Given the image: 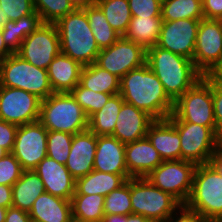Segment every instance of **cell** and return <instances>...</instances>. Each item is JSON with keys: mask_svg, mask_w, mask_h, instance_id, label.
Instances as JSON below:
<instances>
[{"mask_svg": "<svg viewBox=\"0 0 222 222\" xmlns=\"http://www.w3.org/2000/svg\"><path fill=\"white\" fill-rule=\"evenodd\" d=\"M119 93L126 103L148 113L154 120L167 119L172 114L174 102L146 63L120 79Z\"/></svg>", "mask_w": 222, "mask_h": 222, "instance_id": "obj_1", "label": "cell"}, {"mask_svg": "<svg viewBox=\"0 0 222 222\" xmlns=\"http://www.w3.org/2000/svg\"><path fill=\"white\" fill-rule=\"evenodd\" d=\"M146 64L163 84L166 94L173 102L203 77L193 60L157 45L146 50Z\"/></svg>", "mask_w": 222, "mask_h": 222, "instance_id": "obj_2", "label": "cell"}, {"mask_svg": "<svg viewBox=\"0 0 222 222\" xmlns=\"http://www.w3.org/2000/svg\"><path fill=\"white\" fill-rule=\"evenodd\" d=\"M55 25L62 54L69 56L82 66L95 63L100 48L93 36L85 8H75L59 19Z\"/></svg>", "mask_w": 222, "mask_h": 222, "instance_id": "obj_3", "label": "cell"}, {"mask_svg": "<svg viewBox=\"0 0 222 222\" xmlns=\"http://www.w3.org/2000/svg\"><path fill=\"white\" fill-rule=\"evenodd\" d=\"M185 205L207 222H222V176L211 163L196 166Z\"/></svg>", "mask_w": 222, "mask_h": 222, "instance_id": "obj_4", "label": "cell"}, {"mask_svg": "<svg viewBox=\"0 0 222 222\" xmlns=\"http://www.w3.org/2000/svg\"><path fill=\"white\" fill-rule=\"evenodd\" d=\"M38 121L47 130L73 135L88 129V117L70 92H54L42 100Z\"/></svg>", "mask_w": 222, "mask_h": 222, "instance_id": "obj_5", "label": "cell"}, {"mask_svg": "<svg viewBox=\"0 0 222 222\" xmlns=\"http://www.w3.org/2000/svg\"><path fill=\"white\" fill-rule=\"evenodd\" d=\"M170 121H185L215 127L212 76L205 75L174 102Z\"/></svg>", "mask_w": 222, "mask_h": 222, "instance_id": "obj_6", "label": "cell"}, {"mask_svg": "<svg viewBox=\"0 0 222 222\" xmlns=\"http://www.w3.org/2000/svg\"><path fill=\"white\" fill-rule=\"evenodd\" d=\"M0 86L23 89L41 100L54 93L47 70L34 66L17 53L0 61Z\"/></svg>", "mask_w": 222, "mask_h": 222, "instance_id": "obj_7", "label": "cell"}, {"mask_svg": "<svg viewBox=\"0 0 222 222\" xmlns=\"http://www.w3.org/2000/svg\"><path fill=\"white\" fill-rule=\"evenodd\" d=\"M132 213L149 220L166 222L182 205L169 193L154 186L146 177L130 178Z\"/></svg>", "mask_w": 222, "mask_h": 222, "instance_id": "obj_8", "label": "cell"}, {"mask_svg": "<svg viewBox=\"0 0 222 222\" xmlns=\"http://www.w3.org/2000/svg\"><path fill=\"white\" fill-rule=\"evenodd\" d=\"M177 129L181 141V159L196 165L211 162L221 145L215 134V127H207L185 121H171Z\"/></svg>", "mask_w": 222, "mask_h": 222, "instance_id": "obj_9", "label": "cell"}, {"mask_svg": "<svg viewBox=\"0 0 222 222\" xmlns=\"http://www.w3.org/2000/svg\"><path fill=\"white\" fill-rule=\"evenodd\" d=\"M196 166L195 163L182 159L163 161L146 178L154 186L185 204L192 190Z\"/></svg>", "mask_w": 222, "mask_h": 222, "instance_id": "obj_10", "label": "cell"}, {"mask_svg": "<svg viewBox=\"0 0 222 222\" xmlns=\"http://www.w3.org/2000/svg\"><path fill=\"white\" fill-rule=\"evenodd\" d=\"M193 63L203 75H212L222 64V23L215 19H201Z\"/></svg>", "mask_w": 222, "mask_h": 222, "instance_id": "obj_11", "label": "cell"}, {"mask_svg": "<svg viewBox=\"0 0 222 222\" xmlns=\"http://www.w3.org/2000/svg\"><path fill=\"white\" fill-rule=\"evenodd\" d=\"M146 63V50L121 36L114 44L100 50L95 64L121 79Z\"/></svg>", "mask_w": 222, "mask_h": 222, "instance_id": "obj_12", "label": "cell"}, {"mask_svg": "<svg viewBox=\"0 0 222 222\" xmlns=\"http://www.w3.org/2000/svg\"><path fill=\"white\" fill-rule=\"evenodd\" d=\"M34 66L46 69L60 53L59 34L55 24L42 23L28 35L16 52Z\"/></svg>", "mask_w": 222, "mask_h": 222, "instance_id": "obj_13", "label": "cell"}, {"mask_svg": "<svg viewBox=\"0 0 222 222\" xmlns=\"http://www.w3.org/2000/svg\"><path fill=\"white\" fill-rule=\"evenodd\" d=\"M47 133L39 121L18 126L11 153L24 171L34 170L47 156Z\"/></svg>", "mask_w": 222, "mask_h": 222, "instance_id": "obj_14", "label": "cell"}, {"mask_svg": "<svg viewBox=\"0 0 222 222\" xmlns=\"http://www.w3.org/2000/svg\"><path fill=\"white\" fill-rule=\"evenodd\" d=\"M41 101L23 89L0 86V119L17 126L38 121Z\"/></svg>", "mask_w": 222, "mask_h": 222, "instance_id": "obj_15", "label": "cell"}, {"mask_svg": "<svg viewBox=\"0 0 222 222\" xmlns=\"http://www.w3.org/2000/svg\"><path fill=\"white\" fill-rule=\"evenodd\" d=\"M201 19L163 21L157 46L193 60Z\"/></svg>", "mask_w": 222, "mask_h": 222, "instance_id": "obj_16", "label": "cell"}, {"mask_svg": "<svg viewBox=\"0 0 222 222\" xmlns=\"http://www.w3.org/2000/svg\"><path fill=\"white\" fill-rule=\"evenodd\" d=\"M34 171L42 180L46 192L66 200L72 199L75 193L76 179L64 164L46 156Z\"/></svg>", "mask_w": 222, "mask_h": 222, "instance_id": "obj_17", "label": "cell"}, {"mask_svg": "<svg viewBox=\"0 0 222 222\" xmlns=\"http://www.w3.org/2000/svg\"><path fill=\"white\" fill-rule=\"evenodd\" d=\"M96 147L97 135L89 129L73 135L65 166L75 179L86 176L94 170Z\"/></svg>", "mask_w": 222, "mask_h": 222, "instance_id": "obj_18", "label": "cell"}, {"mask_svg": "<svg viewBox=\"0 0 222 222\" xmlns=\"http://www.w3.org/2000/svg\"><path fill=\"white\" fill-rule=\"evenodd\" d=\"M153 121L154 119L148 113L124 102L117 115L112 136L124 144L137 141L146 137Z\"/></svg>", "mask_w": 222, "mask_h": 222, "instance_id": "obj_19", "label": "cell"}, {"mask_svg": "<svg viewBox=\"0 0 222 222\" xmlns=\"http://www.w3.org/2000/svg\"><path fill=\"white\" fill-rule=\"evenodd\" d=\"M125 162L131 178L149 175L162 162L158 151L147 137L125 144Z\"/></svg>", "mask_w": 222, "mask_h": 222, "instance_id": "obj_20", "label": "cell"}, {"mask_svg": "<svg viewBox=\"0 0 222 222\" xmlns=\"http://www.w3.org/2000/svg\"><path fill=\"white\" fill-rule=\"evenodd\" d=\"M146 137L163 161L181 159L179 133L168 118L154 120L148 128Z\"/></svg>", "mask_w": 222, "mask_h": 222, "instance_id": "obj_21", "label": "cell"}, {"mask_svg": "<svg viewBox=\"0 0 222 222\" xmlns=\"http://www.w3.org/2000/svg\"><path fill=\"white\" fill-rule=\"evenodd\" d=\"M94 170L112 174H128L125 144L113 136H97Z\"/></svg>", "mask_w": 222, "mask_h": 222, "instance_id": "obj_22", "label": "cell"}, {"mask_svg": "<svg viewBox=\"0 0 222 222\" xmlns=\"http://www.w3.org/2000/svg\"><path fill=\"white\" fill-rule=\"evenodd\" d=\"M35 222H69L72 218L71 200L43 192L28 212Z\"/></svg>", "mask_w": 222, "mask_h": 222, "instance_id": "obj_23", "label": "cell"}, {"mask_svg": "<svg viewBox=\"0 0 222 222\" xmlns=\"http://www.w3.org/2000/svg\"><path fill=\"white\" fill-rule=\"evenodd\" d=\"M83 66L61 52L47 68L53 92H70L80 81Z\"/></svg>", "mask_w": 222, "mask_h": 222, "instance_id": "obj_24", "label": "cell"}, {"mask_svg": "<svg viewBox=\"0 0 222 222\" xmlns=\"http://www.w3.org/2000/svg\"><path fill=\"white\" fill-rule=\"evenodd\" d=\"M129 178L131 177L128 174H112L93 170L86 176L76 179L74 194H99L106 197Z\"/></svg>", "mask_w": 222, "mask_h": 222, "instance_id": "obj_25", "label": "cell"}, {"mask_svg": "<svg viewBox=\"0 0 222 222\" xmlns=\"http://www.w3.org/2000/svg\"><path fill=\"white\" fill-rule=\"evenodd\" d=\"M43 192L44 184L38 174L34 170L23 171L12 186V207L29 212Z\"/></svg>", "mask_w": 222, "mask_h": 222, "instance_id": "obj_26", "label": "cell"}, {"mask_svg": "<svg viewBox=\"0 0 222 222\" xmlns=\"http://www.w3.org/2000/svg\"><path fill=\"white\" fill-rule=\"evenodd\" d=\"M162 23L163 20L161 17L132 16L123 37L147 50L157 44Z\"/></svg>", "mask_w": 222, "mask_h": 222, "instance_id": "obj_27", "label": "cell"}, {"mask_svg": "<svg viewBox=\"0 0 222 222\" xmlns=\"http://www.w3.org/2000/svg\"><path fill=\"white\" fill-rule=\"evenodd\" d=\"M124 102L120 93L112 95L100 110L88 118V129L97 136H112Z\"/></svg>", "mask_w": 222, "mask_h": 222, "instance_id": "obj_28", "label": "cell"}, {"mask_svg": "<svg viewBox=\"0 0 222 222\" xmlns=\"http://www.w3.org/2000/svg\"><path fill=\"white\" fill-rule=\"evenodd\" d=\"M79 84L99 93L115 95L120 92V79L95 63L83 66Z\"/></svg>", "mask_w": 222, "mask_h": 222, "instance_id": "obj_29", "label": "cell"}, {"mask_svg": "<svg viewBox=\"0 0 222 222\" xmlns=\"http://www.w3.org/2000/svg\"><path fill=\"white\" fill-rule=\"evenodd\" d=\"M42 23L40 15L36 11L18 20H9L2 28L4 43L13 53H16L20 49L23 40Z\"/></svg>", "mask_w": 222, "mask_h": 222, "instance_id": "obj_30", "label": "cell"}, {"mask_svg": "<svg viewBox=\"0 0 222 222\" xmlns=\"http://www.w3.org/2000/svg\"><path fill=\"white\" fill-rule=\"evenodd\" d=\"M105 197L99 194H74L71 199L72 217L82 221L101 222Z\"/></svg>", "mask_w": 222, "mask_h": 222, "instance_id": "obj_31", "label": "cell"}, {"mask_svg": "<svg viewBox=\"0 0 222 222\" xmlns=\"http://www.w3.org/2000/svg\"><path fill=\"white\" fill-rule=\"evenodd\" d=\"M85 12L96 44L100 50L111 46L121 37L111 27L102 10L95 3L85 8Z\"/></svg>", "mask_w": 222, "mask_h": 222, "instance_id": "obj_32", "label": "cell"}, {"mask_svg": "<svg viewBox=\"0 0 222 222\" xmlns=\"http://www.w3.org/2000/svg\"><path fill=\"white\" fill-rule=\"evenodd\" d=\"M111 27L124 36L132 18L128 0H95Z\"/></svg>", "mask_w": 222, "mask_h": 222, "instance_id": "obj_33", "label": "cell"}, {"mask_svg": "<svg viewBox=\"0 0 222 222\" xmlns=\"http://www.w3.org/2000/svg\"><path fill=\"white\" fill-rule=\"evenodd\" d=\"M163 21L179 19H203L202 0H162Z\"/></svg>", "mask_w": 222, "mask_h": 222, "instance_id": "obj_34", "label": "cell"}, {"mask_svg": "<svg viewBox=\"0 0 222 222\" xmlns=\"http://www.w3.org/2000/svg\"><path fill=\"white\" fill-rule=\"evenodd\" d=\"M34 10L43 23L55 24L59 19L72 12L75 7L70 0H32Z\"/></svg>", "mask_w": 222, "mask_h": 222, "instance_id": "obj_35", "label": "cell"}, {"mask_svg": "<svg viewBox=\"0 0 222 222\" xmlns=\"http://www.w3.org/2000/svg\"><path fill=\"white\" fill-rule=\"evenodd\" d=\"M104 214H132L130 178L122 186L114 189L105 197Z\"/></svg>", "mask_w": 222, "mask_h": 222, "instance_id": "obj_36", "label": "cell"}, {"mask_svg": "<svg viewBox=\"0 0 222 222\" xmlns=\"http://www.w3.org/2000/svg\"><path fill=\"white\" fill-rule=\"evenodd\" d=\"M76 102L82 107L89 118L93 113L100 110L112 96V94L94 92L82 87L79 83L70 91Z\"/></svg>", "mask_w": 222, "mask_h": 222, "instance_id": "obj_37", "label": "cell"}, {"mask_svg": "<svg viewBox=\"0 0 222 222\" xmlns=\"http://www.w3.org/2000/svg\"><path fill=\"white\" fill-rule=\"evenodd\" d=\"M73 134L61 131L47 133V156L56 162L66 164L69 157Z\"/></svg>", "mask_w": 222, "mask_h": 222, "instance_id": "obj_38", "label": "cell"}, {"mask_svg": "<svg viewBox=\"0 0 222 222\" xmlns=\"http://www.w3.org/2000/svg\"><path fill=\"white\" fill-rule=\"evenodd\" d=\"M24 170L15 156L9 152L0 159V184L13 186Z\"/></svg>", "mask_w": 222, "mask_h": 222, "instance_id": "obj_39", "label": "cell"}, {"mask_svg": "<svg viewBox=\"0 0 222 222\" xmlns=\"http://www.w3.org/2000/svg\"><path fill=\"white\" fill-rule=\"evenodd\" d=\"M0 7L4 19L12 21L28 16L35 11L32 0H0Z\"/></svg>", "mask_w": 222, "mask_h": 222, "instance_id": "obj_40", "label": "cell"}, {"mask_svg": "<svg viewBox=\"0 0 222 222\" xmlns=\"http://www.w3.org/2000/svg\"><path fill=\"white\" fill-rule=\"evenodd\" d=\"M162 0H128L132 16L161 17Z\"/></svg>", "mask_w": 222, "mask_h": 222, "instance_id": "obj_41", "label": "cell"}, {"mask_svg": "<svg viewBox=\"0 0 222 222\" xmlns=\"http://www.w3.org/2000/svg\"><path fill=\"white\" fill-rule=\"evenodd\" d=\"M212 100L215 118V134L222 144V82L212 76Z\"/></svg>", "mask_w": 222, "mask_h": 222, "instance_id": "obj_42", "label": "cell"}, {"mask_svg": "<svg viewBox=\"0 0 222 222\" xmlns=\"http://www.w3.org/2000/svg\"><path fill=\"white\" fill-rule=\"evenodd\" d=\"M18 126L0 119V147L12 152Z\"/></svg>", "mask_w": 222, "mask_h": 222, "instance_id": "obj_43", "label": "cell"}, {"mask_svg": "<svg viewBox=\"0 0 222 222\" xmlns=\"http://www.w3.org/2000/svg\"><path fill=\"white\" fill-rule=\"evenodd\" d=\"M176 211L166 222H207L198 212L190 209L185 204H182Z\"/></svg>", "mask_w": 222, "mask_h": 222, "instance_id": "obj_44", "label": "cell"}, {"mask_svg": "<svg viewBox=\"0 0 222 222\" xmlns=\"http://www.w3.org/2000/svg\"><path fill=\"white\" fill-rule=\"evenodd\" d=\"M202 12L205 19H221L222 0H202Z\"/></svg>", "mask_w": 222, "mask_h": 222, "instance_id": "obj_45", "label": "cell"}, {"mask_svg": "<svg viewBox=\"0 0 222 222\" xmlns=\"http://www.w3.org/2000/svg\"><path fill=\"white\" fill-rule=\"evenodd\" d=\"M31 218L27 211L15 207L7 208L5 222H30Z\"/></svg>", "mask_w": 222, "mask_h": 222, "instance_id": "obj_46", "label": "cell"}, {"mask_svg": "<svg viewBox=\"0 0 222 222\" xmlns=\"http://www.w3.org/2000/svg\"><path fill=\"white\" fill-rule=\"evenodd\" d=\"M0 206L12 207V186L0 184Z\"/></svg>", "mask_w": 222, "mask_h": 222, "instance_id": "obj_47", "label": "cell"}, {"mask_svg": "<svg viewBox=\"0 0 222 222\" xmlns=\"http://www.w3.org/2000/svg\"><path fill=\"white\" fill-rule=\"evenodd\" d=\"M222 176V144L216 150L210 162Z\"/></svg>", "mask_w": 222, "mask_h": 222, "instance_id": "obj_48", "label": "cell"}, {"mask_svg": "<svg viewBox=\"0 0 222 222\" xmlns=\"http://www.w3.org/2000/svg\"><path fill=\"white\" fill-rule=\"evenodd\" d=\"M123 222H156V221L149 220L143 215L132 213L128 215H123Z\"/></svg>", "mask_w": 222, "mask_h": 222, "instance_id": "obj_49", "label": "cell"}, {"mask_svg": "<svg viewBox=\"0 0 222 222\" xmlns=\"http://www.w3.org/2000/svg\"><path fill=\"white\" fill-rule=\"evenodd\" d=\"M13 52L6 46L2 37V29H0V61L9 57Z\"/></svg>", "mask_w": 222, "mask_h": 222, "instance_id": "obj_50", "label": "cell"}, {"mask_svg": "<svg viewBox=\"0 0 222 222\" xmlns=\"http://www.w3.org/2000/svg\"><path fill=\"white\" fill-rule=\"evenodd\" d=\"M72 5L78 9H84L94 4L95 0H70Z\"/></svg>", "mask_w": 222, "mask_h": 222, "instance_id": "obj_51", "label": "cell"}, {"mask_svg": "<svg viewBox=\"0 0 222 222\" xmlns=\"http://www.w3.org/2000/svg\"><path fill=\"white\" fill-rule=\"evenodd\" d=\"M101 222H123V215L105 214Z\"/></svg>", "mask_w": 222, "mask_h": 222, "instance_id": "obj_52", "label": "cell"}, {"mask_svg": "<svg viewBox=\"0 0 222 222\" xmlns=\"http://www.w3.org/2000/svg\"><path fill=\"white\" fill-rule=\"evenodd\" d=\"M211 76H213L214 78L222 82V64L218 67V69Z\"/></svg>", "mask_w": 222, "mask_h": 222, "instance_id": "obj_53", "label": "cell"}, {"mask_svg": "<svg viewBox=\"0 0 222 222\" xmlns=\"http://www.w3.org/2000/svg\"><path fill=\"white\" fill-rule=\"evenodd\" d=\"M9 19H4V14L2 13V8L0 7V29H2L7 23Z\"/></svg>", "mask_w": 222, "mask_h": 222, "instance_id": "obj_54", "label": "cell"}, {"mask_svg": "<svg viewBox=\"0 0 222 222\" xmlns=\"http://www.w3.org/2000/svg\"><path fill=\"white\" fill-rule=\"evenodd\" d=\"M7 214V208L0 206V222H5Z\"/></svg>", "mask_w": 222, "mask_h": 222, "instance_id": "obj_55", "label": "cell"}, {"mask_svg": "<svg viewBox=\"0 0 222 222\" xmlns=\"http://www.w3.org/2000/svg\"><path fill=\"white\" fill-rule=\"evenodd\" d=\"M7 153L8 152L4 148L0 147V159L3 158Z\"/></svg>", "mask_w": 222, "mask_h": 222, "instance_id": "obj_56", "label": "cell"}, {"mask_svg": "<svg viewBox=\"0 0 222 222\" xmlns=\"http://www.w3.org/2000/svg\"><path fill=\"white\" fill-rule=\"evenodd\" d=\"M69 222H88V221H82L72 217Z\"/></svg>", "mask_w": 222, "mask_h": 222, "instance_id": "obj_57", "label": "cell"}]
</instances>
